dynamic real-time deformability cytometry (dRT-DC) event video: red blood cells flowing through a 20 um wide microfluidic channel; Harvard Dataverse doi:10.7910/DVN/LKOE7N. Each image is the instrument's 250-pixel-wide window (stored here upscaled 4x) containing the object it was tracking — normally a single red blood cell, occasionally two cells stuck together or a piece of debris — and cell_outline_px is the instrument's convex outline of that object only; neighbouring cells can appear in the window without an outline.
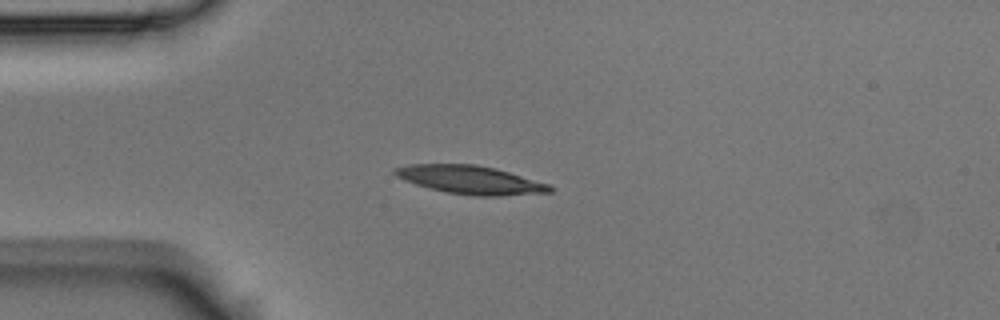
{"species": "Egyptian fruit bat (a non-hibernating species)", "species_latin": "Rousettus aegyptiacus", "temperature_condition": "room temperature", "stored_images_in_passage": 4, "camera_frame_rate_fps": 3000, "um_per_image_px": 0.085, "animal": {"sex": "male"}, "frame": {"image": 1, "passage_image": 4, "time_ms": 1.0, "image_size_px": [1000, 320], "cell_outline_px": [[552, 192], [500, 196], [472, 196], [448, 192], [416, 184], [404, 180], [396, 176], [392, 172], [392, 168], [408, 164], [476, 164], [496, 168], [548, 184], [552, 188]], "centroid_in_image_um": [39.95, 15.28], "position_along_channel_um": 45.1, "area_um2": 25.49}}